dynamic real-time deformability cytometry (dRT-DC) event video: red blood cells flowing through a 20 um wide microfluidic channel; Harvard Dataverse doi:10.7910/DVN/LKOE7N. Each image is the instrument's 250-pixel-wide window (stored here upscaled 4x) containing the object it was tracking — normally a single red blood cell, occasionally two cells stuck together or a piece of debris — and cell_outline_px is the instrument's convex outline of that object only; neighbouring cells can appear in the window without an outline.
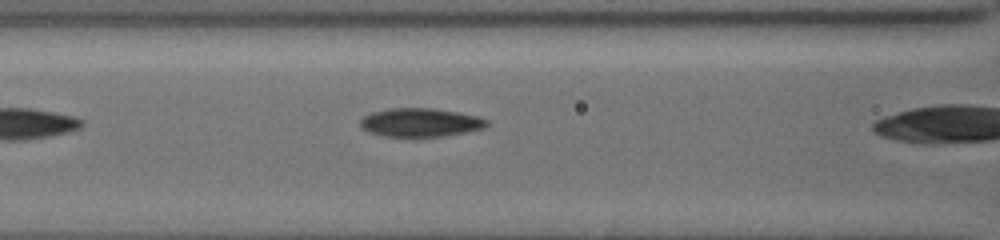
{"species": "common noctule bat (a hibernating species)", "species_latin": "Nyctalus noctula", "temperature_condition": "cold", "stored_images_in_passage": 16, "camera_frame_rate_fps": 3000, "um_per_image_px": 0.085, "animal": {"sex": "female", "body_mass_g": 19.5, "forearm_length_mm": 54.1}, "frame": {"image": 1, "passage_image": 3, "time_ms": 0.667, "image_size_px": [1000, 240], "cell_outline_px": [[488, 124], [484, 128], [464, 132], [416, 140], [384, 136], [372, 132], [364, 128], [360, 124], [360, 120], [364, 116], [372, 112], [392, 108], [432, 108], [456, 112], [476, 116], [488, 120]], "centroid_in_image_um": [35.71, 10.45], "position_along_channel_um": 130.9, "area_um2": 21.39}}